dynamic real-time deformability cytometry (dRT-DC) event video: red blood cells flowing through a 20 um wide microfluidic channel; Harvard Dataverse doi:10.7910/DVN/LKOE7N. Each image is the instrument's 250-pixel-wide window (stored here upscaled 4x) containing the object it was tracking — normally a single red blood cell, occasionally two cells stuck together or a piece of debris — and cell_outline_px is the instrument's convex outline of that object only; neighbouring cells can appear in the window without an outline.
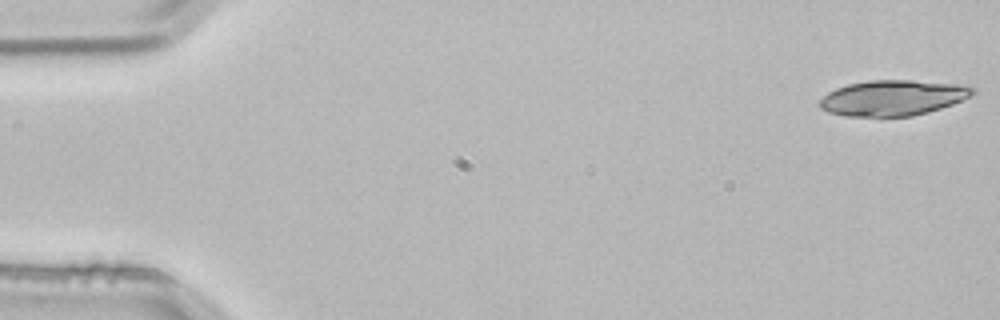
{"species": "common noctule bat (a hibernating species)", "species_latin": "Nyctalus noctula", "temperature_condition": "room temperature", "stored_images_in_passage": 4, "camera_frame_rate_fps": 3000, "um_per_image_px": 0.085, "animal": {"sex": "male", "body_mass_g": 21.5, "forearm_length_mm": 52.0}, "frame": {"image": 1, "passage_image": 1, "time_ms": 0.0, "image_size_px": [1000, 320], "cell_outline_px": [[976, 92], [972, 96], [952, 104], [928, 112], [912, 116], [844, 116], [828, 112], [820, 108], [816, 104], [828, 92], [836, 88], [848, 84], [868, 80], [912, 80], [956, 84], [976, 88]], "centroid_in_image_um": [75.87, 8.31], "position_along_channel_um": 9.1, "area_um2": 31.73}}